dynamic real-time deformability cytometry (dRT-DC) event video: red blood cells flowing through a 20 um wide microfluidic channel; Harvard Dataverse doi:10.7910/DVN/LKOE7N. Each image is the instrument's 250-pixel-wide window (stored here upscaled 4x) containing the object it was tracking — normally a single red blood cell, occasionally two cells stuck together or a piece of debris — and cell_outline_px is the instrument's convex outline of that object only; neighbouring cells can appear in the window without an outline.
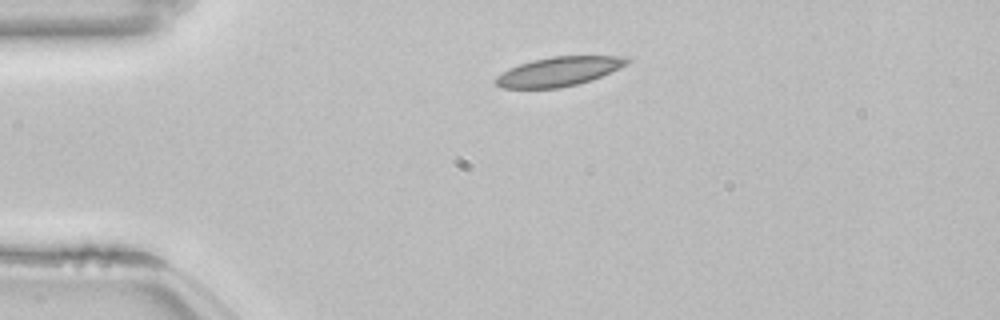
{"species": "common noctule bat (a hibernating species)", "species_latin": "Nyctalus noctula", "temperature_condition": "room temperature", "stored_images_in_passage": 43, "camera_frame_rate_fps": 3000, "um_per_image_px": 0.085, "animal": {"sex": "female", "body_mass_g": 22.7, "forearm_length_mm": 54.2}, "frame": {"image": 1, "passage_image": 1, "time_ms": 0.0, "image_size_px": [1000, 320], "cell_outline_px": [[632, 60], [628, 64], [620, 68], [600, 76], [576, 84], [560, 88], [500, 88], [492, 80], [496, 76], [508, 68], [532, 60], [552, 56], [628, 56]], "centroid_in_image_um": [47.48, 6.07], "position_along_channel_um": 37.5, "area_um2": 22.43}}
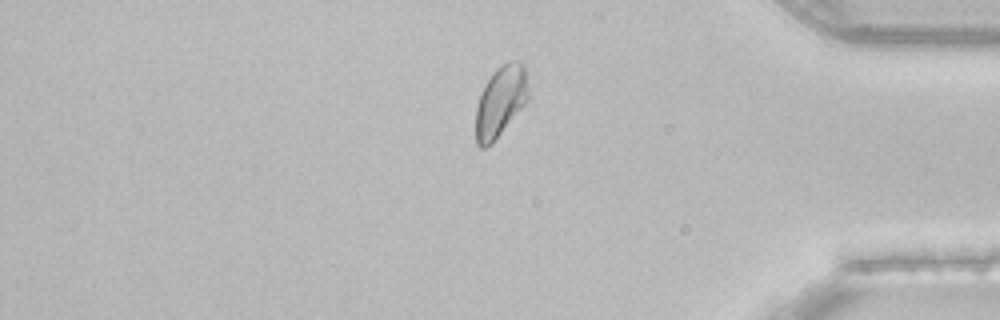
{"frame": {"image": 2, "passage_image": 34, "time_ms": 11.0, "image_size_px": [1000, 320], "cell_outline_px": [[528, 100], [492, 144], [484, 148], [480, 148], [476, 144], [476, 108], [480, 92], [492, 72], [496, 68], [508, 60], [516, 60], [524, 64], [528, 88]], "centroid_in_image_um": [42.53, 8.6], "position_along_channel_um": 392.7, "area_um2": 21.85}, "authors_computed_cell_mechanics": {"area_um2": 21.3282, "velocity_mm_per_s": 3.8036, "shape_relaxation_time_tau1_ms": 8.0874, "shape_relaxation_time_tau2_ms": 2.1882, "deformation_change_tau1": 0.1291, "deformation_change_tau2": 0.0712}}